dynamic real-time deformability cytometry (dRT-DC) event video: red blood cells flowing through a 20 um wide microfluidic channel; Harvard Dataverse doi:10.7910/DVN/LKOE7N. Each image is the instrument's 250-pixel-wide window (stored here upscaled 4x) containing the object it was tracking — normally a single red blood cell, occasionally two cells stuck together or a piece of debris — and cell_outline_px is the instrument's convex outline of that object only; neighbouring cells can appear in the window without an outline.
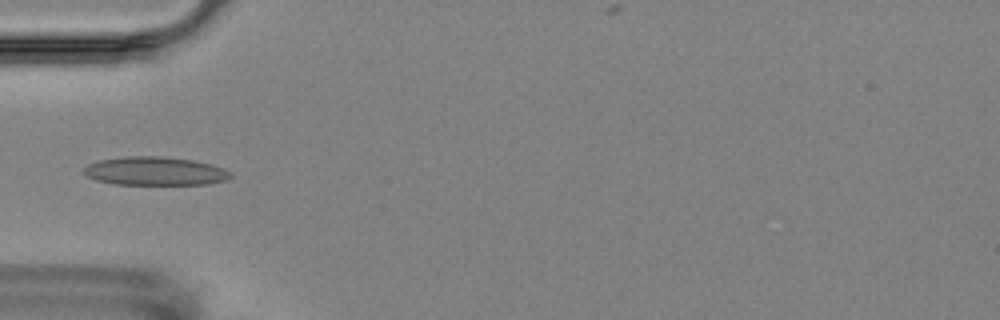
{"species": "Egyptian fruit bat (a non-hibernating species)", "species_latin": "Rousettus aegyptiacus", "temperature_condition": "room temperature", "stored_images_in_passage": 6, "camera_frame_rate_fps": 3000, "um_per_image_px": 0.085, "animal": {"sex": "female"}, "frame": {"image": 1, "passage_image": 5, "time_ms": 4.333, "image_size_px": [1000, 320], "cell_outline_px": [[232, 176], [228, 180], [208, 184], [112, 184], [96, 180], [88, 176], [84, 172], [84, 168], [88, 164], [100, 160], [128, 156], [164, 156], [192, 160], [212, 164], [224, 168], [232, 172]], "centroid_in_image_um": [13.23, 14.54], "position_along_channel_um": 71.8, "area_um2": 24.45}}